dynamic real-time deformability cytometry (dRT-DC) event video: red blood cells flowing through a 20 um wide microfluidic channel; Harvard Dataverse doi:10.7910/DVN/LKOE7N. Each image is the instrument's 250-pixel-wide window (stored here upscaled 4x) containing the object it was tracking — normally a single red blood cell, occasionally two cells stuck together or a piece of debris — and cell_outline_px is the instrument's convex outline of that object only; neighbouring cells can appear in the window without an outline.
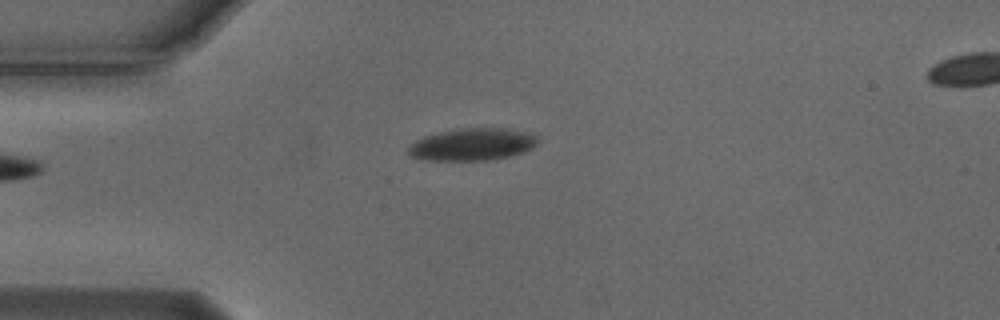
{"species": "Egyptian fruit bat (a non-hibernating species)", "species_latin": "Rousettus aegyptiacus", "temperature_condition": "cold", "stored_images_in_passage": 38, "camera_frame_rate_fps": 3000, "um_per_image_px": 0.085, "animal": {"sex": "male"}, "frame": {"image": 1, "passage_image": 1, "time_ms": 0.0, "image_size_px": [1000, 320], "cell_outline_px": [[540, 140], [532, 148], [524, 152], [512, 156], [488, 160], [428, 160], [412, 156], [408, 152], [408, 148], [416, 140], [424, 136], [440, 132], [460, 128], [508, 128], [524, 132], [536, 136]], "centroid_in_image_um": [40.18, 12.27], "position_along_channel_um": 44.8, "area_um2": 24.22}}
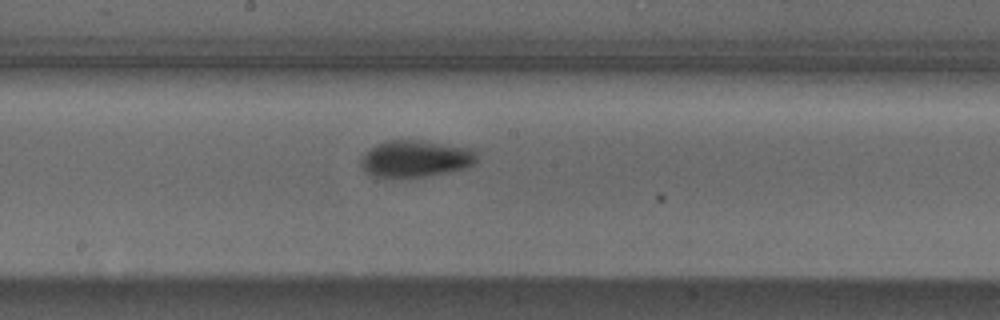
{"frame": {"image": 2, "passage_image": 16, "time_ms": 5.0, "image_size_px": [1000, 320], "cell_outline_px": [[476, 164], [464, 168], [448, 172], [404, 180], [372, 176], [360, 164], [360, 156], [368, 148], [384, 140], [420, 140], [472, 148], [476, 152]], "centroid_in_image_um": [35.27, 13.51], "position_along_channel_um": 212.9, "area_um2": 25.61}}
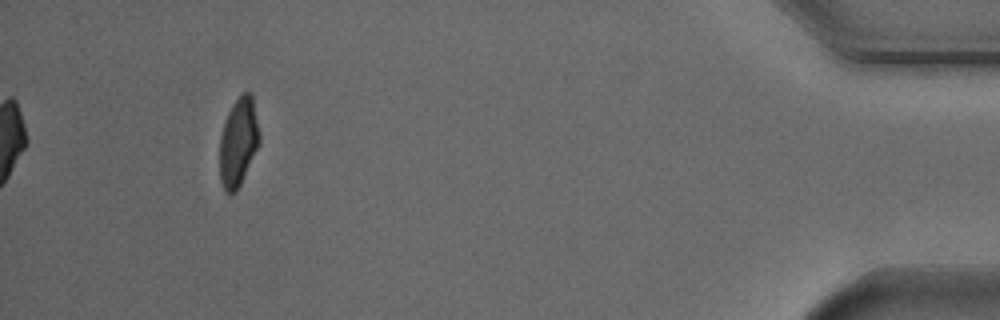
{"frame": {"image": 3, "passage_image": 38, "time_ms": 12.333, "image_size_px": [1000, 320], "cell_outline_px": [[260, 144], [236, 192], [224, 192], [220, 180], [220, 136], [224, 120], [232, 104], [244, 92], [252, 92], [260, 132]], "centroid_in_image_um": [20.27, 12.05], "position_along_channel_um": 414.9, "area_um2": 20.69}, "authors_computed_cell_mechanics": {"area_um2": 24.2182, "velocity_mm_per_s": 3.7259, "shape_relaxation_time_tau1_ms": 2.5922, "shape_relaxation_time_tau2_ms": 6.9183, "deformation_change_tau1": 0.1237, "deformation_change_tau2": 0.114}}